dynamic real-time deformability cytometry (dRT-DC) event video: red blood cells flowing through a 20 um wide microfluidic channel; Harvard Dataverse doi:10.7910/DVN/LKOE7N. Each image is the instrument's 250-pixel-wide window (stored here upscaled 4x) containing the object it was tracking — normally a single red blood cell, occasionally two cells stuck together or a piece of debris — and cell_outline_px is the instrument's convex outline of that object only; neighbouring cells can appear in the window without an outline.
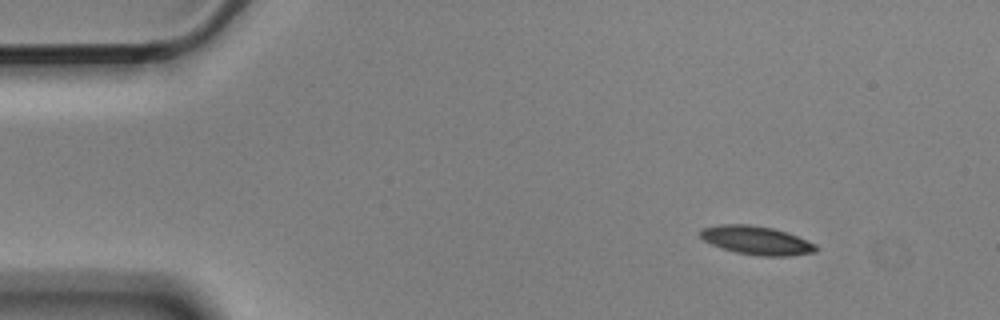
{"species": "Egyptian fruit bat (a non-hibernating species)", "species_latin": "Rousettus aegyptiacus", "temperature_condition": "cold", "stored_images_in_passage": 6, "camera_frame_rate_fps": 3000, "um_per_image_px": 0.085, "animal": {"sex": "male"}, "frame": {"image": 1, "passage_image": 1, "time_ms": 0.0, "image_size_px": [1000, 320], "cell_outline_px": [[816, 252], [788, 256], [760, 256], [736, 252], [712, 244], [704, 240], [700, 236], [700, 228], [720, 224], [748, 224], [772, 228], [788, 232], [816, 244]], "centroid_in_image_um": [64.3, 20.42], "position_along_channel_um": 20.7, "area_um2": 19.19}}
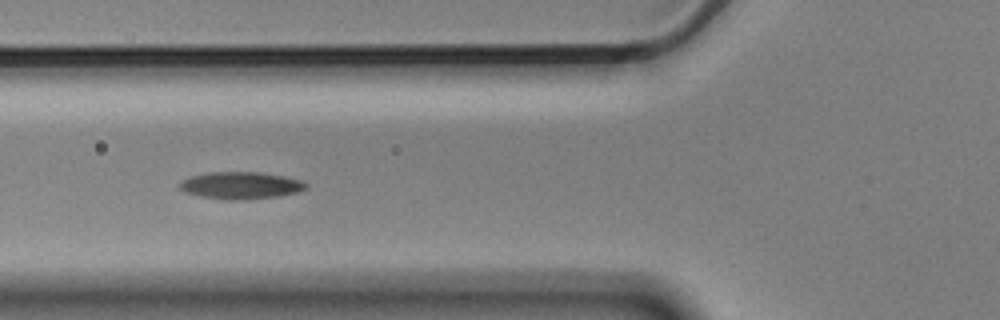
{"frame": {"image": 2, "passage_image": 5, "time_ms": 1.333, "image_size_px": [1000, 320], "cell_outline_px": [[308, 188], [296, 192], [276, 196], [240, 200], [228, 200], [200, 196], [184, 192], [180, 188], [180, 184], [184, 180], [192, 176], [208, 172], [260, 172], [284, 176], [300, 180], [308, 184]], "centroid_in_image_um": [20.48, 15.76], "position_along_channel_um": 105.3, "area_um2": 19.77}}
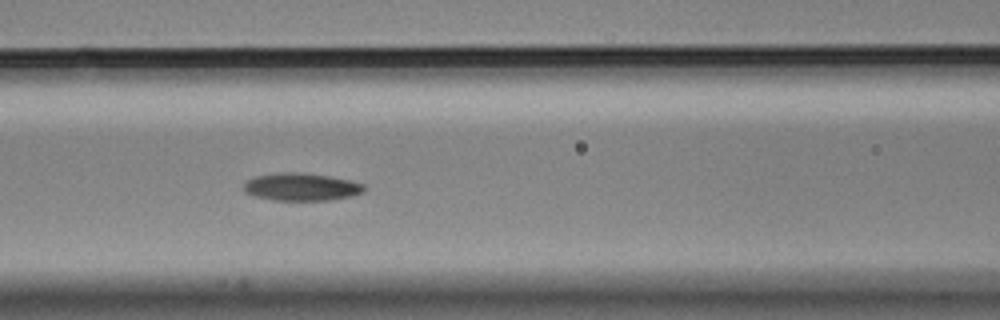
{"frame": {"image": 3, "passage_image": 6, "time_ms": 1.667, "image_size_px": [1000, 320], "cell_outline_px": [[364, 192], [352, 196], [332, 200], [272, 200], [256, 196], [244, 192], [244, 184], [248, 180], [256, 176], [280, 172], [300, 172], [328, 176], [348, 180], [364, 184]], "centroid_in_image_um": [25.62, 15.89], "position_along_channel_um": 141.0, "area_um2": 19.31}}